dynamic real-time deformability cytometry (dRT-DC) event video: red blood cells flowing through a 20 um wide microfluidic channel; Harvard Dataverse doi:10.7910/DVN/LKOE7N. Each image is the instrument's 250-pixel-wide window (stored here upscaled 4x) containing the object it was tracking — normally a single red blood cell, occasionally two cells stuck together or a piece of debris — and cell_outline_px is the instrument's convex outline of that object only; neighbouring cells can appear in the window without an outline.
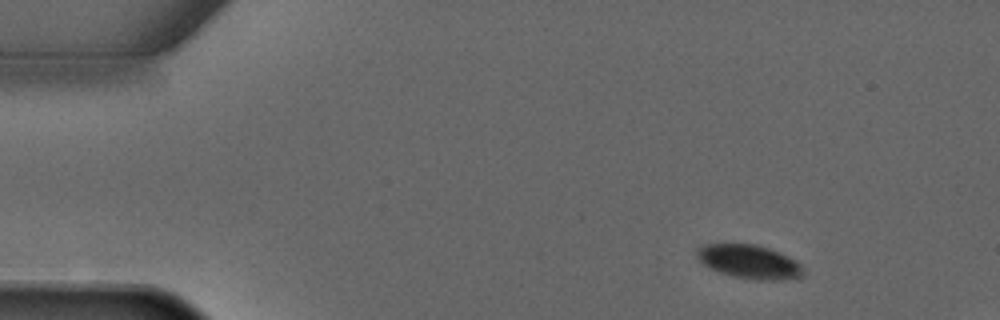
{"species": "common noctule bat (a hibernating species)", "species_latin": "Nyctalus noctula", "temperature_condition": "warm", "stored_images_in_passage": 3, "camera_frame_rate_fps": 3000, "um_per_image_px": 0.085, "animal": {"sex": "male", "forearm_length_mm": 52.5}, "frame": {"image": 1, "passage_image": 1, "time_ms": 0.0, "image_size_px": [1000, 320], "cell_outline_px": [[804, 276], [776, 280], [760, 280], [736, 276], [712, 268], [704, 264], [696, 256], [696, 248], [704, 244], [756, 244], [768, 248], [788, 256], [796, 260], [800, 264], [804, 272]], "centroid_in_image_um": [63.7, 22.22], "position_along_channel_um": 21.3, "area_um2": 20.52}}
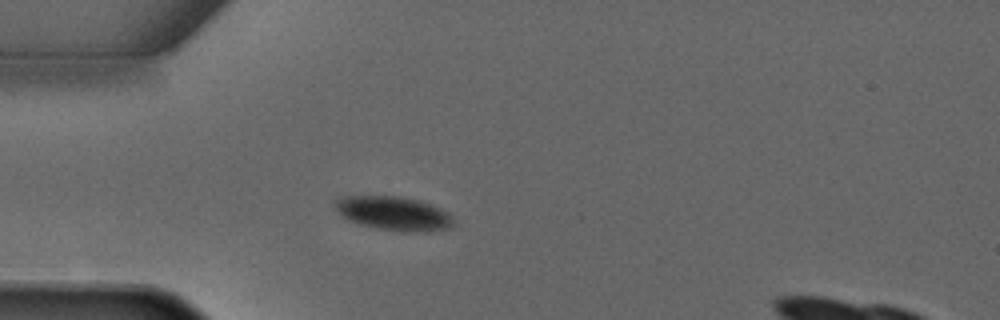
{"frame": {"image": 2, "passage_image": 3, "time_ms": 2.333, "image_size_px": [1000, 320], "cell_outline_px": [[452, 224], [448, 228], [428, 232], [380, 228], [360, 224], [344, 216], [332, 204], [332, 200], [340, 196], [396, 196], [416, 200], [440, 208], [452, 216]], "centroid_in_image_um": [33.42, 18.11], "position_along_channel_um": 51.6, "area_um2": 22.72}}